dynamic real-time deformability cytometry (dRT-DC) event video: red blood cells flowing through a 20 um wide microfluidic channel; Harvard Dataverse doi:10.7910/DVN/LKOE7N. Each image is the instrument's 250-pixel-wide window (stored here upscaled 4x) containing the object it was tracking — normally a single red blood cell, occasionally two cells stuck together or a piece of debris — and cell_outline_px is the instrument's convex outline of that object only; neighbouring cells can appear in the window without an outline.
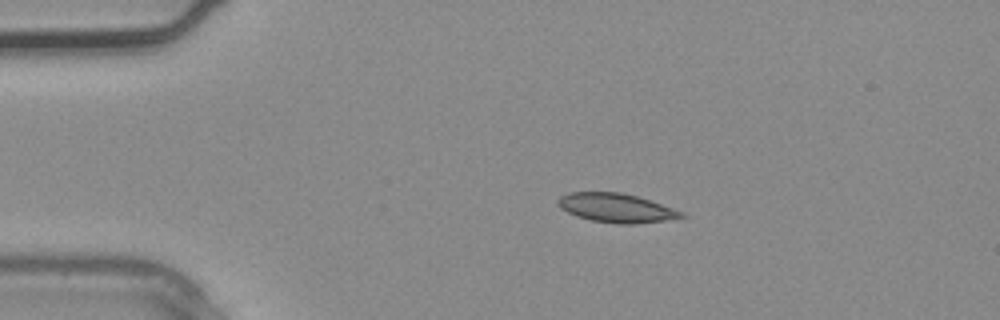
{"species": "common noctule bat (a hibernating species)", "species_latin": "Nyctalus noctula", "temperature_condition": "warm", "stored_images_in_passage": 2, "camera_frame_rate_fps": 3000, "um_per_image_px": 0.085, "animal": {"sex": "male", "body_mass_g": 20.4}, "frame": {"image": 1, "passage_image": 1, "time_ms": 0.0, "image_size_px": [1000, 320], "cell_outline_px": [[688, 216], [664, 220], [636, 224], [620, 224], [592, 220], [576, 216], [560, 208], [556, 204], [556, 200], [560, 196], [568, 192], [620, 192], [636, 196], [684, 212]], "centroid_in_image_um": [52.33, 17.67], "position_along_channel_um": 32.7, "area_um2": 20.75}}
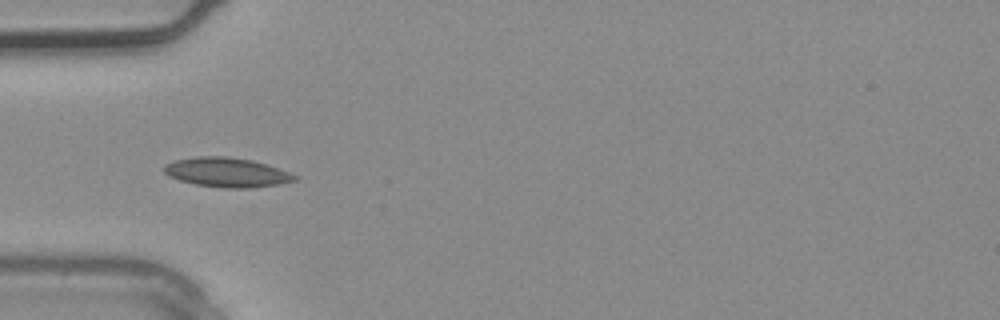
{"frame": {"image": 2, "passage_image": 2, "time_ms": 0.333, "image_size_px": [1000, 320], "cell_outline_px": [[300, 176], [296, 180], [280, 184], [248, 188], [228, 188], [196, 184], [180, 180], [168, 176], [164, 172], [164, 164], [172, 160], [196, 156], [228, 156], [252, 160], [268, 164]], "centroid_in_image_um": [19.29, 14.63], "position_along_channel_um": 65.7, "area_um2": 22.6}}